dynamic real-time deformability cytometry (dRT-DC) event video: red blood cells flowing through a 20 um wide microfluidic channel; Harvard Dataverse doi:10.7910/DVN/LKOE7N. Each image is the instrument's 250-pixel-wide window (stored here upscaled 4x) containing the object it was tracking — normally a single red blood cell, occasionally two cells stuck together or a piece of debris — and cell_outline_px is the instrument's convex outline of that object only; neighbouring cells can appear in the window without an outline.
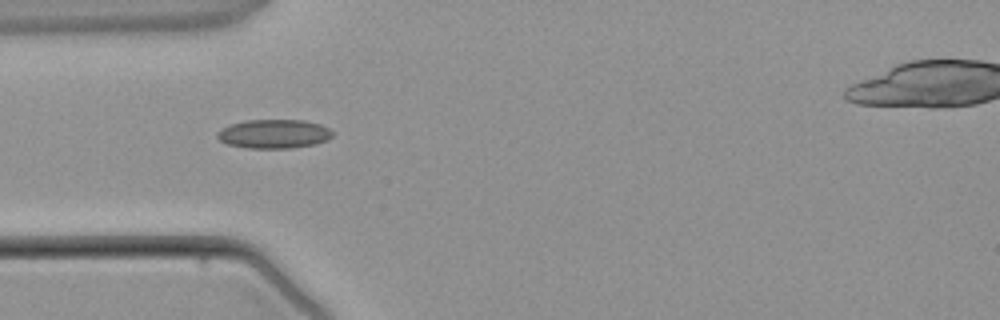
{"species": "common noctule bat (a hibernating species)", "species_latin": "Nyctalus noctula", "temperature_condition": "warm", "stored_images_in_passage": 4, "camera_frame_rate_fps": 3000, "um_per_image_px": 0.085, "animal": {"sex": "male", "body_mass_g": 21.5, "forearm_length_mm": 52.0}, "frame": {"image": 1, "passage_image": 4, "time_ms": 5.0, "image_size_px": [1000, 320], "cell_outline_px": [[332, 136], [328, 140], [316, 144], [292, 148], [248, 148], [228, 144], [220, 140], [216, 136], [224, 128], [232, 124], [248, 120], [304, 120], [320, 124], [328, 128], [332, 132]], "centroid_in_image_um": [23.34, 11.38], "position_along_channel_um": 61.7, "area_um2": 19.25}}